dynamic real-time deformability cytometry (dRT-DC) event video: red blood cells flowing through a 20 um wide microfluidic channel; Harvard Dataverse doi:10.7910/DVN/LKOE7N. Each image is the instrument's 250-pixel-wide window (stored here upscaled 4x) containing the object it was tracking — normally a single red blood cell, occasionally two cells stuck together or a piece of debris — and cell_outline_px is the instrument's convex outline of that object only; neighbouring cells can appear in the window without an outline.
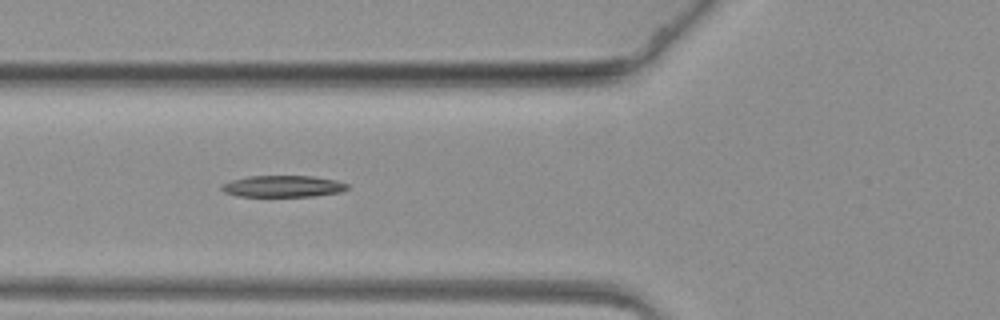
{"species": "common noctule bat (a hibernating species)", "species_latin": "Nyctalus noctula", "temperature_condition": "warm", "stored_images_in_passage": 47, "camera_frame_rate_fps": 3000, "um_per_image_px": 0.085, "animal": {"sex": "female", "body_mass_g": 19.3, "forearm_length_mm": 54.1}, "frame": {"image": 1, "passage_image": 8, "time_ms": 2.333, "image_size_px": [1000, 320], "cell_outline_px": [[348, 188], [340, 192], [312, 196], [236, 196], [224, 192], [220, 188], [220, 184], [232, 180], [248, 176], [312, 176], [336, 180], [348, 184]], "centroid_in_image_um": [24.01, 15.83], "position_along_channel_um": 101.8, "area_um2": 15.78}}
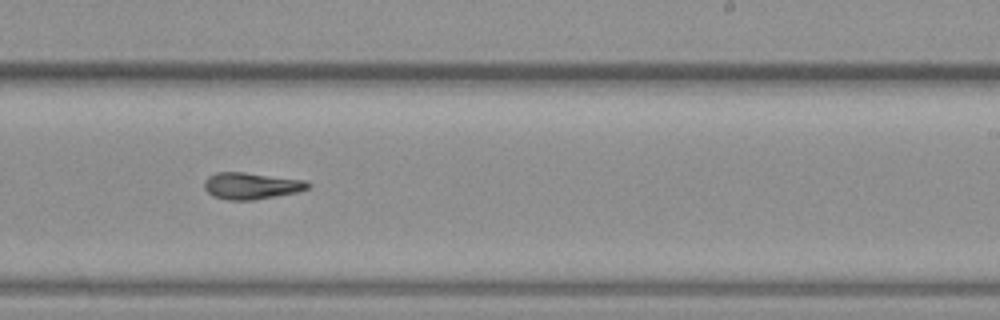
{"frame": {"image": 2, "passage_image": 23, "time_ms": 7.333, "image_size_px": [1000, 320], "cell_outline_px": [[312, 184], [308, 188], [296, 192], [252, 200], [228, 200], [212, 196], [204, 188], [204, 180], [208, 176], [216, 172], [244, 172], [308, 180]], "centroid_in_image_um": [21.35, 15.78], "position_along_channel_um": 267.6, "area_um2": 16.18}}
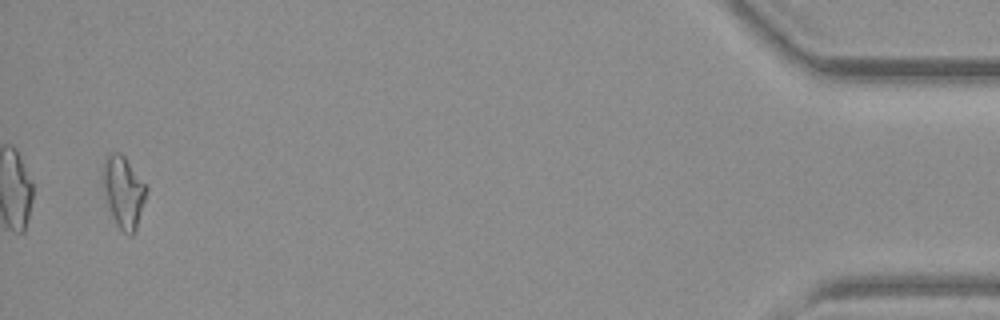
{"frame": {"image": 3, "passage_image": 45, "time_ms": 14.667, "image_size_px": [1000, 320], "cell_outline_px": [[148, 188], [136, 232], [132, 236], [128, 236], [116, 224], [108, 208], [104, 192], [100, 172], [104, 160], [108, 152], [120, 152], [124, 156]], "centroid_in_image_um": [10.46, 16.31], "position_along_channel_um": 424.7, "area_um2": 18.5}}